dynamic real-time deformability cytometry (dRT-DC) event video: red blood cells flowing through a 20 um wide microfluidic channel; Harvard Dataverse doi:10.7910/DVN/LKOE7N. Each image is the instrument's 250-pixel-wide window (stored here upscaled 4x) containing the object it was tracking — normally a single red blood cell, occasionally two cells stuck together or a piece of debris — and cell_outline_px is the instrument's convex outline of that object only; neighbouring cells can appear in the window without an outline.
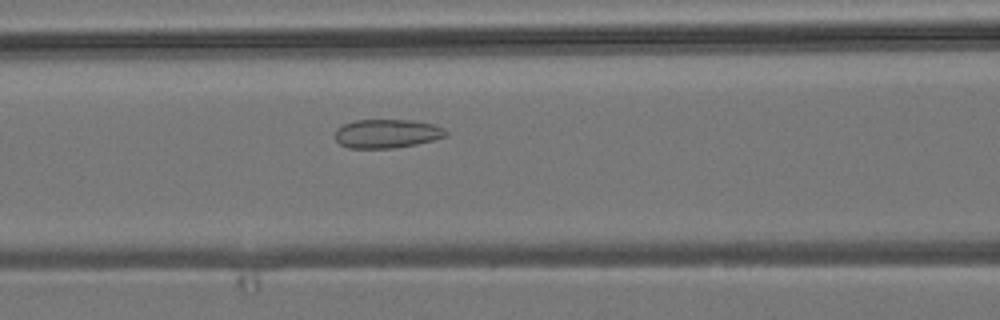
{"species": "common noctule bat (a hibernating species)", "species_latin": "Nyctalus noctula", "temperature_condition": "room temperature", "stored_images_in_passage": 7, "camera_frame_rate_fps": 3000, "um_per_image_px": 0.085, "animal": {"sex": "male", "body_mass_g": 19.2, "forearm_length_mm": 51.8}, "frame": {"image": 1, "passage_image": 7, "time_ms": 7.667, "image_size_px": [1000, 320], "cell_outline_px": [[448, 136], [416, 144], [392, 148], [348, 148], [340, 144], [336, 140], [336, 128], [344, 124], [356, 120], [412, 120], [432, 124], [444, 128], [448, 132]], "centroid_in_image_um": [32.89, 11.35], "position_along_channel_um": 133.7, "area_um2": 18.55}}